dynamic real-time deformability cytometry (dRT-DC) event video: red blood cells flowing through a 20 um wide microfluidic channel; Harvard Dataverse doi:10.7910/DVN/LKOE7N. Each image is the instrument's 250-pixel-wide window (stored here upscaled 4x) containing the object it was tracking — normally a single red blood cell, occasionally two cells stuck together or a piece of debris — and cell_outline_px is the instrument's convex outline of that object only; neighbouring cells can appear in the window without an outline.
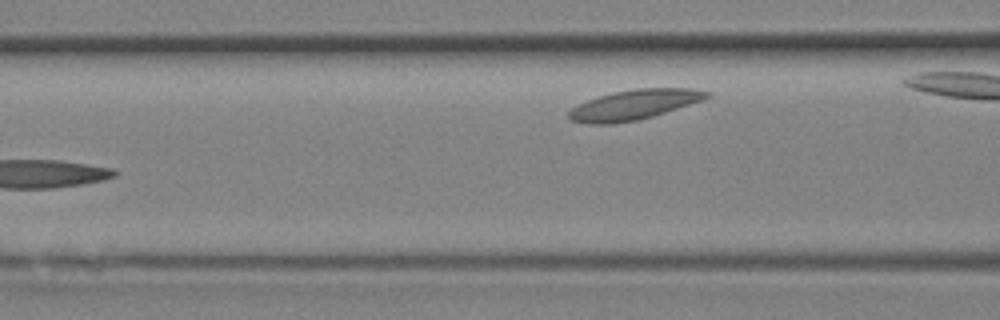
{"species": "Egyptian fruit bat (a non-hibernating species)", "species_latin": "Rousettus aegyptiacus", "temperature_condition": "room temperature", "stored_images_in_passage": 9, "camera_frame_rate_fps": 3000, "um_per_image_px": 0.085, "animal": {"sex": "female"}, "frame": {"image": 1, "passage_image": 9, "time_ms": 2.667, "image_size_px": [1000, 320], "cell_outline_px": [[712, 96], [640, 120], [612, 124], [588, 124], [572, 120], [568, 116], [568, 112], [576, 104], [612, 92], [636, 88], [692, 88], [712, 92]], "centroid_in_image_um": [53.87, 8.9], "position_along_channel_um": 112.7, "area_um2": 23.93}}